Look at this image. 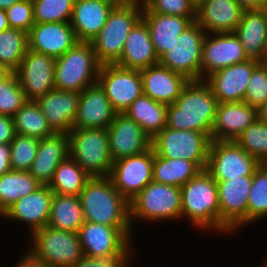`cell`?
<instances>
[{"instance_id": "obj_10", "label": "cell", "mask_w": 267, "mask_h": 267, "mask_svg": "<svg viewBox=\"0 0 267 267\" xmlns=\"http://www.w3.org/2000/svg\"><path fill=\"white\" fill-rule=\"evenodd\" d=\"M206 32L194 22L159 58V64L184 75L190 81L201 80L202 47Z\"/></svg>"}, {"instance_id": "obj_37", "label": "cell", "mask_w": 267, "mask_h": 267, "mask_svg": "<svg viewBox=\"0 0 267 267\" xmlns=\"http://www.w3.org/2000/svg\"><path fill=\"white\" fill-rule=\"evenodd\" d=\"M12 118L16 134L37 139L54 134L35 101L27 100Z\"/></svg>"}, {"instance_id": "obj_47", "label": "cell", "mask_w": 267, "mask_h": 267, "mask_svg": "<svg viewBox=\"0 0 267 267\" xmlns=\"http://www.w3.org/2000/svg\"><path fill=\"white\" fill-rule=\"evenodd\" d=\"M134 254H115L106 257L90 258L83 256L71 267H130Z\"/></svg>"}, {"instance_id": "obj_41", "label": "cell", "mask_w": 267, "mask_h": 267, "mask_svg": "<svg viewBox=\"0 0 267 267\" xmlns=\"http://www.w3.org/2000/svg\"><path fill=\"white\" fill-rule=\"evenodd\" d=\"M35 23H70L75 0H32Z\"/></svg>"}, {"instance_id": "obj_24", "label": "cell", "mask_w": 267, "mask_h": 267, "mask_svg": "<svg viewBox=\"0 0 267 267\" xmlns=\"http://www.w3.org/2000/svg\"><path fill=\"white\" fill-rule=\"evenodd\" d=\"M245 9L232 0H200L196 8V23L206 33L235 32Z\"/></svg>"}, {"instance_id": "obj_11", "label": "cell", "mask_w": 267, "mask_h": 267, "mask_svg": "<svg viewBox=\"0 0 267 267\" xmlns=\"http://www.w3.org/2000/svg\"><path fill=\"white\" fill-rule=\"evenodd\" d=\"M77 233L84 256L90 258L136 252L132 245V228H116L85 221Z\"/></svg>"}, {"instance_id": "obj_27", "label": "cell", "mask_w": 267, "mask_h": 267, "mask_svg": "<svg viewBox=\"0 0 267 267\" xmlns=\"http://www.w3.org/2000/svg\"><path fill=\"white\" fill-rule=\"evenodd\" d=\"M143 94L165 105L173 104L188 84L184 75L156 64L140 70Z\"/></svg>"}, {"instance_id": "obj_51", "label": "cell", "mask_w": 267, "mask_h": 267, "mask_svg": "<svg viewBox=\"0 0 267 267\" xmlns=\"http://www.w3.org/2000/svg\"><path fill=\"white\" fill-rule=\"evenodd\" d=\"M245 10L264 9L267 6L261 0H236Z\"/></svg>"}, {"instance_id": "obj_26", "label": "cell", "mask_w": 267, "mask_h": 267, "mask_svg": "<svg viewBox=\"0 0 267 267\" xmlns=\"http://www.w3.org/2000/svg\"><path fill=\"white\" fill-rule=\"evenodd\" d=\"M257 118V108L243 101L218 103L211 141H235Z\"/></svg>"}, {"instance_id": "obj_36", "label": "cell", "mask_w": 267, "mask_h": 267, "mask_svg": "<svg viewBox=\"0 0 267 267\" xmlns=\"http://www.w3.org/2000/svg\"><path fill=\"white\" fill-rule=\"evenodd\" d=\"M90 178L91 176L67 156L56 168L48 186L57 194L79 196Z\"/></svg>"}, {"instance_id": "obj_22", "label": "cell", "mask_w": 267, "mask_h": 267, "mask_svg": "<svg viewBox=\"0 0 267 267\" xmlns=\"http://www.w3.org/2000/svg\"><path fill=\"white\" fill-rule=\"evenodd\" d=\"M54 192L48 185H41L34 192L17 200L3 215L5 219L26 224L29 234L47 226Z\"/></svg>"}, {"instance_id": "obj_3", "label": "cell", "mask_w": 267, "mask_h": 267, "mask_svg": "<svg viewBox=\"0 0 267 267\" xmlns=\"http://www.w3.org/2000/svg\"><path fill=\"white\" fill-rule=\"evenodd\" d=\"M181 219L190 221L195 229L220 234L218 186L206 170L181 186Z\"/></svg>"}, {"instance_id": "obj_38", "label": "cell", "mask_w": 267, "mask_h": 267, "mask_svg": "<svg viewBox=\"0 0 267 267\" xmlns=\"http://www.w3.org/2000/svg\"><path fill=\"white\" fill-rule=\"evenodd\" d=\"M28 50V33L9 28L0 32V66L14 73Z\"/></svg>"}, {"instance_id": "obj_1", "label": "cell", "mask_w": 267, "mask_h": 267, "mask_svg": "<svg viewBox=\"0 0 267 267\" xmlns=\"http://www.w3.org/2000/svg\"><path fill=\"white\" fill-rule=\"evenodd\" d=\"M218 102L204 81H189L178 99L168 105L166 127L205 133L211 139Z\"/></svg>"}, {"instance_id": "obj_19", "label": "cell", "mask_w": 267, "mask_h": 267, "mask_svg": "<svg viewBox=\"0 0 267 267\" xmlns=\"http://www.w3.org/2000/svg\"><path fill=\"white\" fill-rule=\"evenodd\" d=\"M261 62L248 59L218 70L209 75L204 81L210 86L218 103L244 101L247 85L253 70Z\"/></svg>"}, {"instance_id": "obj_17", "label": "cell", "mask_w": 267, "mask_h": 267, "mask_svg": "<svg viewBox=\"0 0 267 267\" xmlns=\"http://www.w3.org/2000/svg\"><path fill=\"white\" fill-rule=\"evenodd\" d=\"M56 58L27 50L14 72L28 101H35L54 89Z\"/></svg>"}, {"instance_id": "obj_18", "label": "cell", "mask_w": 267, "mask_h": 267, "mask_svg": "<svg viewBox=\"0 0 267 267\" xmlns=\"http://www.w3.org/2000/svg\"><path fill=\"white\" fill-rule=\"evenodd\" d=\"M107 132L113 162L142 154L151 148V138L125 113H116Z\"/></svg>"}, {"instance_id": "obj_33", "label": "cell", "mask_w": 267, "mask_h": 267, "mask_svg": "<svg viewBox=\"0 0 267 267\" xmlns=\"http://www.w3.org/2000/svg\"><path fill=\"white\" fill-rule=\"evenodd\" d=\"M84 222L79 196L54 193L47 226L77 233Z\"/></svg>"}, {"instance_id": "obj_50", "label": "cell", "mask_w": 267, "mask_h": 267, "mask_svg": "<svg viewBox=\"0 0 267 267\" xmlns=\"http://www.w3.org/2000/svg\"><path fill=\"white\" fill-rule=\"evenodd\" d=\"M25 255H22L23 257L20 258L15 264V267H51L45 262L34 258L28 251L24 252Z\"/></svg>"}, {"instance_id": "obj_4", "label": "cell", "mask_w": 267, "mask_h": 267, "mask_svg": "<svg viewBox=\"0 0 267 267\" xmlns=\"http://www.w3.org/2000/svg\"><path fill=\"white\" fill-rule=\"evenodd\" d=\"M142 2L120 0L110 11L106 23L91 42L101 65L115 64L124 50L129 32L142 19Z\"/></svg>"}, {"instance_id": "obj_2", "label": "cell", "mask_w": 267, "mask_h": 267, "mask_svg": "<svg viewBox=\"0 0 267 267\" xmlns=\"http://www.w3.org/2000/svg\"><path fill=\"white\" fill-rule=\"evenodd\" d=\"M84 221L116 228H133L130 204L108 176L91 177L79 194Z\"/></svg>"}, {"instance_id": "obj_58", "label": "cell", "mask_w": 267, "mask_h": 267, "mask_svg": "<svg viewBox=\"0 0 267 267\" xmlns=\"http://www.w3.org/2000/svg\"><path fill=\"white\" fill-rule=\"evenodd\" d=\"M265 65H266V67H267V58L265 59V61L263 62Z\"/></svg>"}, {"instance_id": "obj_6", "label": "cell", "mask_w": 267, "mask_h": 267, "mask_svg": "<svg viewBox=\"0 0 267 267\" xmlns=\"http://www.w3.org/2000/svg\"><path fill=\"white\" fill-rule=\"evenodd\" d=\"M69 156L91 177L109 176L113 161L107 129L73 128L68 133Z\"/></svg>"}, {"instance_id": "obj_52", "label": "cell", "mask_w": 267, "mask_h": 267, "mask_svg": "<svg viewBox=\"0 0 267 267\" xmlns=\"http://www.w3.org/2000/svg\"><path fill=\"white\" fill-rule=\"evenodd\" d=\"M258 119L267 124V101L257 108Z\"/></svg>"}, {"instance_id": "obj_28", "label": "cell", "mask_w": 267, "mask_h": 267, "mask_svg": "<svg viewBox=\"0 0 267 267\" xmlns=\"http://www.w3.org/2000/svg\"><path fill=\"white\" fill-rule=\"evenodd\" d=\"M234 33L248 59L264 62L267 51V7L245 10Z\"/></svg>"}, {"instance_id": "obj_40", "label": "cell", "mask_w": 267, "mask_h": 267, "mask_svg": "<svg viewBox=\"0 0 267 267\" xmlns=\"http://www.w3.org/2000/svg\"><path fill=\"white\" fill-rule=\"evenodd\" d=\"M235 141L261 164H267V124L258 118Z\"/></svg>"}, {"instance_id": "obj_30", "label": "cell", "mask_w": 267, "mask_h": 267, "mask_svg": "<svg viewBox=\"0 0 267 267\" xmlns=\"http://www.w3.org/2000/svg\"><path fill=\"white\" fill-rule=\"evenodd\" d=\"M142 20L147 24L155 52L160 58L196 18L151 13L143 6Z\"/></svg>"}, {"instance_id": "obj_45", "label": "cell", "mask_w": 267, "mask_h": 267, "mask_svg": "<svg viewBox=\"0 0 267 267\" xmlns=\"http://www.w3.org/2000/svg\"><path fill=\"white\" fill-rule=\"evenodd\" d=\"M267 101V67L261 62L254 70L247 85L245 103L259 108Z\"/></svg>"}, {"instance_id": "obj_39", "label": "cell", "mask_w": 267, "mask_h": 267, "mask_svg": "<svg viewBox=\"0 0 267 267\" xmlns=\"http://www.w3.org/2000/svg\"><path fill=\"white\" fill-rule=\"evenodd\" d=\"M267 164H261L252 175L247 203V226L267 218Z\"/></svg>"}, {"instance_id": "obj_15", "label": "cell", "mask_w": 267, "mask_h": 267, "mask_svg": "<svg viewBox=\"0 0 267 267\" xmlns=\"http://www.w3.org/2000/svg\"><path fill=\"white\" fill-rule=\"evenodd\" d=\"M97 82L117 113H124L143 93L140 71L125 69L116 64L101 65Z\"/></svg>"}, {"instance_id": "obj_23", "label": "cell", "mask_w": 267, "mask_h": 267, "mask_svg": "<svg viewBox=\"0 0 267 267\" xmlns=\"http://www.w3.org/2000/svg\"><path fill=\"white\" fill-rule=\"evenodd\" d=\"M116 113L105 91L97 82L80 93L73 128L107 129Z\"/></svg>"}, {"instance_id": "obj_43", "label": "cell", "mask_w": 267, "mask_h": 267, "mask_svg": "<svg viewBox=\"0 0 267 267\" xmlns=\"http://www.w3.org/2000/svg\"><path fill=\"white\" fill-rule=\"evenodd\" d=\"M27 101L15 73L0 81V115L14 116Z\"/></svg>"}, {"instance_id": "obj_13", "label": "cell", "mask_w": 267, "mask_h": 267, "mask_svg": "<svg viewBox=\"0 0 267 267\" xmlns=\"http://www.w3.org/2000/svg\"><path fill=\"white\" fill-rule=\"evenodd\" d=\"M220 206V232L232 234L247 226V203L252 176L216 180Z\"/></svg>"}, {"instance_id": "obj_21", "label": "cell", "mask_w": 267, "mask_h": 267, "mask_svg": "<svg viewBox=\"0 0 267 267\" xmlns=\"http://www.w3.org/2000/svg\"><path fill=\"white\" fill-rule=\"evenodd\" d=\"M80 93L53 89L35 100L54 133L68 134L76 119Z\"/></svg>"}, {"instance_id": "obj_44", "label": "cell", "mask_w": 267, "mask_h": 267, "mask_svg": "<svg viewBox=\"0 0 267 267\" xmlns=\"http://www.w3.org/2000/svg\"><path fill=\"white\" fill-rule=\"evenodd\" d=\"M142 5L151 13L196 18L193 0H143Z\"/></svg>"}, {"instance_id": "obj_34", "label": "cell", "mask_w": 267, "mask_h": 267, "mask_svg": "<svg viewBox=\"0 0 267 267\" xmlns=\"http://www.w3.org/2000/svg\"><path fill=\"white\" fill-rule=\"evenodd\" d=\"M201 169L192 161L161 157L154 153L153 181L181 187Z\"/></svg>"}, {"instance_id": "obj_55", "label": "cell", "mask_w": 267, "mask_h": 267, "mask_svg": "<svg viewBox=\"0 0 267 267\" xmlns=\"http://www.w3.org/2000/svg\"><path fill=\"white\" fill-rule=\"evenodd\" d=\"M8 74H9V72H8L5 68H3V67L0 66V81H1L4 77H6Z\"/></svg>"}, {"instance_id": "obj_31", "label": "cell", "mask_w": 267, "mask_h": 267, "mask_svg": "<svg viewBox=\"0 0 267 267\" xmlns=\"http://www.w3.org/2000/svg\"><path fill=\"white\" fill-rule=\"evenodd\" d=\"M115 64L125 69L139 71L159 64L149 29L142 19L129 32L124 50Z\"/></svg>"}, {"instance_id": "obj_9", "label": "cell", "mask_w": 267, "mask_h": 267, "mask_svg": "<svg viewBox=\"0 0 267 267\" xmlns=\"http://www.w3.org/2000/svg\"><path fill=\"white\" fill-rule=\"evenodd\" d=\"M211 139L202 132L165 127L153 139L154 153L165 158L185 159L205 170Z\"/></svg>"}, {"instance_id": "obj_16", "label": "cell", "mask_w": 267, "mask_h": 267, "mask_svg": "<svg viewBox=\"0 0 267 267\" xmlns=\"http://www.w3.org/2000/svg\"><path fill=\"white\" fill-rule=\"evenodd\" d=\"M248 60L234 32L206 33L202 47L201 80L212 73Z\"/></svg>"}, {"instance_id": "obj_5", "label": "cell", "mask_w": 267, "mask_h": 267, "mask_svg": "<svg viewBox=\"0 0 267 267\" xmlns=\"http://www.w3.org/2000/svg\"><path fill=\"white\" fill-rule=\"evenodd\" d=\"M100 66L91 42H77L56 58L54 88L81 93L97 83Z\"/></svg>"}, {"instance_id": "obj_59", "label": "cell", "mask_w": 267, "mask_h": 267, "mask_svg": "<svg viewBox=\"0 0 267 267\" xmlns=\"http://www.w3.org/2000/svg\"><path fill=\"white\" fill-rule=\"evenodd\" d=\"M196 4L200 1V0H193Z\"/></svg>"}, {"instance_id": "obj_42", "label": "cell", "mask_w": 267, "mask_h": 267, "mask_svg": "<svg viewBox=\"0 0 267 267\" xmlns=\"http://www.w3.org/2000/svg\"><path fill=\"white\" fill-rule=\"evenodd\" d=\"M39 139L15 134L10 142L11 169L15 171H29L38 150Z\"/></svg>"}, {"instance_id": "obj_14", "label": "cell", "mask_w": 267, "mask_h": 267, "mask_svg": "<svg viewBox=\"0 0 267 267\" xmlns=\"http://www.w3.org/2000/svg\"><path fill=\"white\" fill-rule=\"evenodd\" d=\"M154 150L121 158L113 162L109 178L116 190L128 201L153 181Z\"/></svg>"}, {"instance_id": "obj_48", "label": "cell", "mask_w": 267, "mask_h": 267, "mask_svg": "<svg viewBox=\"0 0 267 267\" xmlns=\"http://www.w3.org/2000/svg\"><path fill=\"white\" fill-rule=\"evenodd\" d=\"M15 134L12 116L0 115V144H10Z\"/></svg>"}, {"instance_id": "obj_7", "label": "cell", "mask_w": 267, "mask_h": 267, "mask_svg": "<svg viewBox=\"0 0 267 267\" xmlns=\"http://www.w3.org/2000/svg\"><path fill=\"white\" fill-rule=\"evenodd\" d=\"M129 204L131 226L134 220L151 223L178 220L181 219V187L152 181Z\"/></svg>"}, {"instance_id": "obj_53", "label": "cell", "mask_w": 267, "mask_h": 267, "mask_svg": "<svg viewBox=\"0 0 267 267\" xmlns=\"http://www.w3.org/2000/svg\"><path fill=\"white\" fill-rule=\"evenodd\" d=\"M9 28L10 26L6 17V10L0 9V32L8 30Z\"/></svg>"}, {"instance_id": "obj_54", "label": "cell", "mask_w": 267, "mask_h": 267, "mask_svg": "<svg viewBox=\"0 0 267 267\" xmlns=\"http://www.w3.org/2000/svg\"><path fill=\"white\" fill-rule=\"evenodd\" d=\"M19 0H0V9L6 10Z\"/></svg>"}, {"instance_id": "obj_25", "label": "cell", "mask_w": 267, "mask_h": 267, "mask_svg": "<svg viewBox=\"0 0 267 267\" xmlns=\"http://www.w3.org/2000/svg\"><path fill=\"white\" fill-rule=\"evenodd\" d=\"M120 0H75L70 24L78 42H92Z\"/></svg>"}, {"instance_id": "obj_29", "label": "cell", "mask_w": 267, "mask_h": 267, "mask_svg": "<svg viewBox=\"0 0 267 267\" xmlns=\"http://www.w3.org/2000/svg\"><path fill=\"white\" fill-rule=\"evenodd\" d=\"M69 156V138L66 133H54L39 139L36 157L29 173L41 184L49 185L58 165Z\"/></svg>"}, {"instance_id": "obj_8", "label": "cell", "mask_w": 267, "mask_h": 267, "mask_svg": "<svg viewBox=\"0 0 267 267\" xmlns=\"http://www.w3.org/2000/svg\"><path fill=\"white\" fill-rule=\"evenodd\" d=\"M29 236L28 252L51 267H71L84 256L78 233L45 226Z\"/></svg>"}, {"instance_id": "obj_57", "label": "cell", "mask_w": 267, "mask_h": 267, "mask_svg": "<svg viewBox=\"0 0 267 267\" xmlns=\"http://www.w3.org/2000/svg\"><path fill=\"white\" fill-rule=\"evenodd\" d=\"M267 6V0H261Z\"/></svg>"}, {"instance_id": "obj_35", "label": "cell", "mask_w": 267, "mask_h": 267, "mask_svg": "<svg viewBox=\"0 0 267 267\" xmlns=\"http://www.w3.org/2000/svg\"><path fill=\"white\" fill-rule=\"evenodd\" d=\"M41 184L28 171L11 170L0 176V217L20 198Z\"/></svg>"}, {"instance_id": "obj_32", "label": "cell", "mask_w": 267, "mask_h": 267, "mask_svg": "<svg viewBox=\"0 0 267 267\" xmlns=\"http://www.w3.org/2000/svg\"><path fill=\"white\" fill-rule=\"evenodd\" d=\"M167 108V105L156 102L142 93L124 113L153 139L166 127Z\"/></svg>"}, {"instance_id": "obj_20", "label": "cell", "mask_w": 267, "mask_h": 267, "mask_svg": "<svg viewBox=\"0 0 267 267\" xmlns=\"http://www.w3.org/2000/svg\"><path fill=\"white\" fill-rule=\"evenodd\" d=\"M77 42L70 23H35L28 32V49L54 58L65 54Z\"/></svg>"}, {"instance_id": "obj_12", "label": "cell", "mask_w": 267, "mask_h": 267, "mask_svg": "<svg viewBox=\"0 0 267 267\" xmlns=\"http://www.w3.org/2000/svg\"><path fill=\"white\" fill-rule=\"evenodd\" d=\"M261 163L236 141H211L206 171L215 180L252 176Z\"/></svg>"}, {"instance_id": "obj_49", "label": "cell", "mask_w": 267, "mask_h": 267, "mask_svg": "<svg viewBox=\"0 0 267 267\" xmlns=\"http://www.w3.org/2000/svg\"><path fill=\"white\" fill-rule=\"evenodd\" d=\"M10 159V144H0V176L12 170Z\"/></svg>"}, {"instance_id": "obj_56", "label": "cell", "mask_w": 267, "mask_h": 267, "mask_svg": "<svg viewBox=\"0 0 267 267\" xmlns=\"http://www.w3.org/2000/svg\"><path fill=\"white\" fill-rule=\"evenodd\" d=\"M261 267H267V257L266 259L263 261V264L260 265Z\"/></svg>"}, {"instance_id": "obj_46", "label": "cell", "mask_w": 267, "mask_h": 267, "mask_svg": "<svg viewBox=\"0 0 267 267\" xmlns=\"http://www.w3.org/2000/svg\"><path fill=\"white\" fill-rule=\"evenodd\" d=\"M6 17L10 28L29 32L34 26V11L32 0H19L6 9Z\"/></svg>"}]
</instances>
